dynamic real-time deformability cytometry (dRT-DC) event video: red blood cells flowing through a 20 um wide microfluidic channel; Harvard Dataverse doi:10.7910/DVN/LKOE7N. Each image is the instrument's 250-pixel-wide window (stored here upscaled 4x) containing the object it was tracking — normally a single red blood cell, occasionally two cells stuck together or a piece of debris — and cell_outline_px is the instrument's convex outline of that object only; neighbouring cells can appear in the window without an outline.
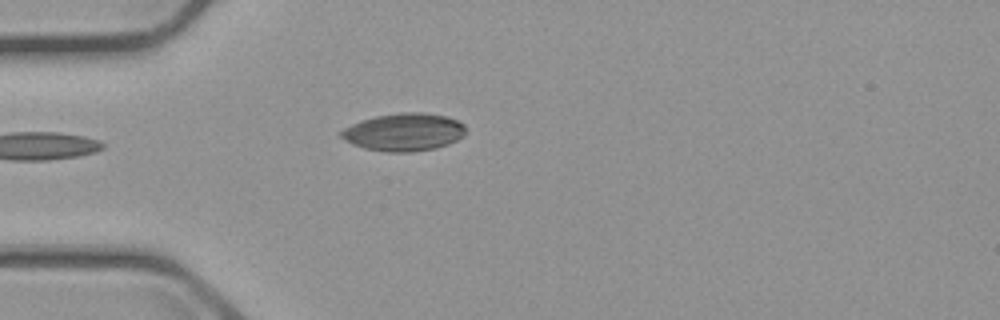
{"species": "common noctule bat (a hibernating species)", "species_latin": "Nyctalus noctula", "temperature_condition": "cold", "stored_images_in_passage": 6, "camera_frame_rate_fps": 3000, "um_per_image_px": 0.085, "animal": {"sex": "male", "body_mass_g": 23.1, "forearm_length_mm": 52.7}, "frame": {"image": 1, "passage_image": 6, "time_ms": 6.667, "image_size_px": [1000, 320], "cell_outline_px": [[464, 136], [448, 144], [436, 148], [412, 152], [388, 152], [364, 148], [352, 144], [340, 136], [340, 132], [344, 128], [352, 124], [376, 116], [400, 112], [424, 112], [448, 116], [464, 124]], "centroid_in_image_um": [34.35, 11.22], "position_along_channel_um": 50.6, "area_um2": 27.34}}